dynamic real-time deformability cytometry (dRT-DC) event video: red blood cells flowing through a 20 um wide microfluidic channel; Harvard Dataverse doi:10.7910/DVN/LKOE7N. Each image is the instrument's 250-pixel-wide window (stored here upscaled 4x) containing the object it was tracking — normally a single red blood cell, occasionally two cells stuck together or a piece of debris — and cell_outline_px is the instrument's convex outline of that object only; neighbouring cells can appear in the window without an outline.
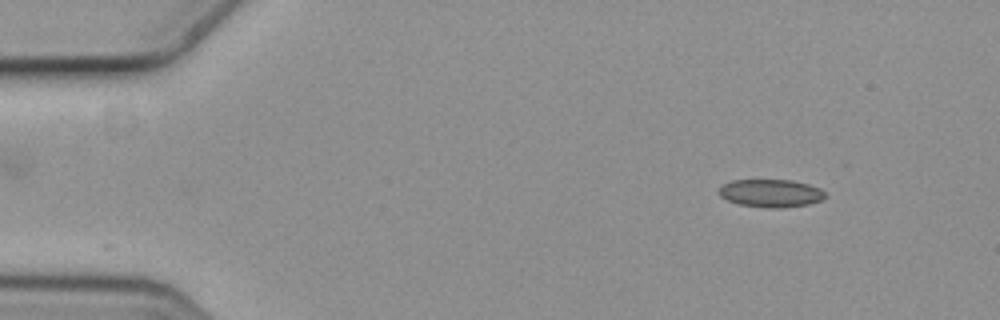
{"species": "common noctule bat (a hibernating species)", "species_latin": "Nyctalus noctula", "temperature_condition": "cold", "stored_images_in_passage": 5, "segment_of_instrument_passage": [1, 2], "camera_frame_rate_fps": 3000, "um_per_image_px": 0.085, "animal": {"sex": "female", "body_mass_g": 19.3, "forearm_length_mm": 54.1}, "frame": {"image": 1, "passage_image": 1, "time_ms": 0.0, "image_size_px": [1000, 320], "cell_outline_px": [[824, 196], [820, 200], [808, 204], [780, 208], [764, 208], [740, 204], [728, 200], [720, 196], [720, 188], [724, 184], [732, 180], [792, 180], [808, 184], [820, 188], [824, 192]], "centroid_in_image_um": [65.52, 16.42], "position_along_channel_um": 19.5, "area_um2": 17.05}}
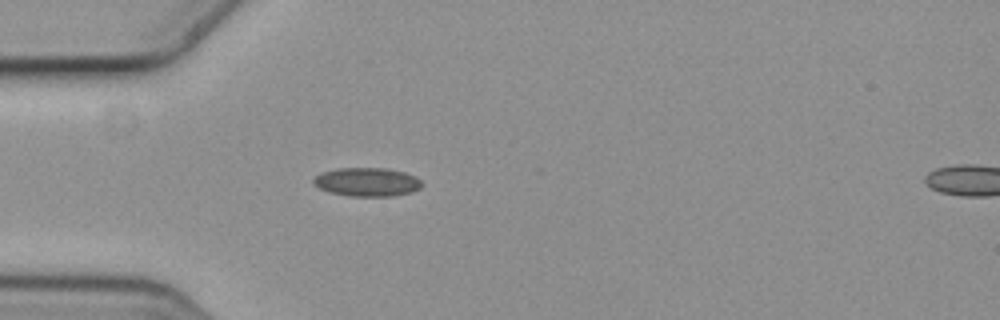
{"frame": {"image": 2, "passage_image": 4, "time_ms": 1.0, "image_size_px": [1000, 320], "cell_outline_px": [[424, 184], [420, 188], [412, 192], [392, 196], [348, 196], [332, 192], [320, 188], [312, 180], [316, 176], [324, 172], [340, 168], [388, 168], [404, 172], [416, 176]], "centroid_in_image_um": [31.27, 15.47], "position_along_channel_um": 53.7, "area_um2": 17.98}}